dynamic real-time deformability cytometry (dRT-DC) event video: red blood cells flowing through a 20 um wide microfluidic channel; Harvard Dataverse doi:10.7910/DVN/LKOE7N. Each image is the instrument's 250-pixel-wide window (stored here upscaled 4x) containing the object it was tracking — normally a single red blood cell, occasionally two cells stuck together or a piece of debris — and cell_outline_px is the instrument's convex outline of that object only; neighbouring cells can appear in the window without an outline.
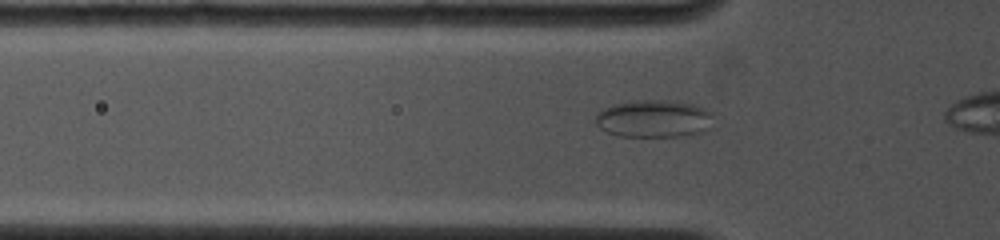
{"species": "common noctule bat (a hibernating species)", "species_latin": "Nyctalus noctula", "temperature_condition": "cold", "stored_images_in_passage": 52, "camera_frame_rate_fps": 4500, "um_per_image_px": 0.085, "animal": {"sex": "female", "body_mass_g": 19.0, "forearm_length_mm": 53.3}, "frame": {"image": 1, "passage_image": 7, "time_ms": 1.333, "image_size_px": [1000, 240], "cell_outline_px": [[712, 128], [704, 132], [680, 136], [616, 136], [600, 128], [596, 124], [596, 112], [604, 108], [616, 104], [636, 100], [668, 100], [692, 104], [704, 108], [712, 112]], "centroid_in_image_um": [55.6, 10.09], "position_along_channel_um": 70.2, "area_um2": 25.89}}
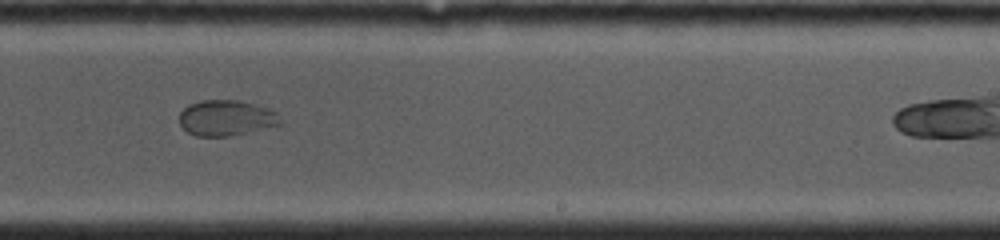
{"frame": {"image": 2, "passage_image": 29, "time_ms": 6.222, "image_size_px": [1000, 240], "cell_outline_px": [[280, 124], [228, 136], [196, 136], [188, 132], [180, 124], [180, 112], [188, 104], [200, 100], [236, 100], [252, 104], [276, 112], [280, 120]], "centroid_in_image_um": [19.15, 10.02], "position_along_channel_um": 269.8, "area_um2": 20.46}}
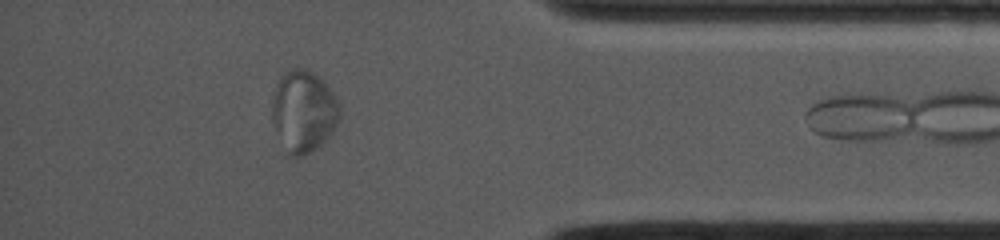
{"frame": {"image": 3, "passage_image": 46, "time_ms": 10.0, "image_size_px": [1000, 240], "cell_outline_px": [[340, 116], [336, 128], [316, 148], [304, 156], [288, 156], [276, 132], [272, 120], [272, 104], [276, 84], [288, 72], [296, 68], [300, 68], [312, 72], [336, 96], [340, 104]], "centroid_in_image_um": [25.81, 9.52], "position_along_channel_um": 409.4, "area_um2": 31.79}}